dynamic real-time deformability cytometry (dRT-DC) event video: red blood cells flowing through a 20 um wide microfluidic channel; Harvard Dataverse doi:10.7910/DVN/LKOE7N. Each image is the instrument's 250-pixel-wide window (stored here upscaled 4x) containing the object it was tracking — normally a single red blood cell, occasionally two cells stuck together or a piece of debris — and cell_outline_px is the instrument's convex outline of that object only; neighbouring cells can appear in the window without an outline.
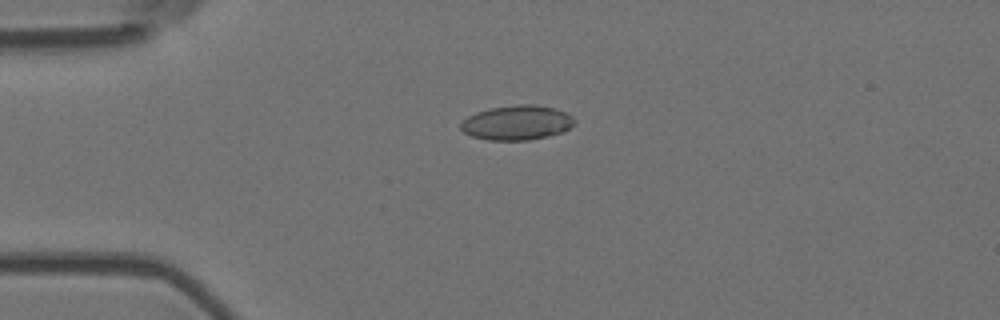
{"species": "Egyptian fruit bat (a non-hibernating species)", "species_latin": "Rousettus aegyptiacus", "temperature_condition": "room temperature", "stored_images_in_passage": 56, "camera_frame_rate_fps": 3000, "um_per_image_px": 0.085, "animal": {"sex": "female"}, "frame": {"image": 1, "passage_image": 14, "time_ms": 4.333, "image_size_px": [1000, 320], "cell_outline_px": [[576, 120], [564, 132], [528, 140], [488, 140], [472, 136], [464, 132], [460, 128], [460, 124], [468, 116], [476, 112], [492, 108], [520, 104], [532, 104], [552, 108], [564, 112], [572, 116]], "centroid_in_image_um": [43.92, 10.43], "position_along_channel_um": 41.1, "area_um2": 22.66}}
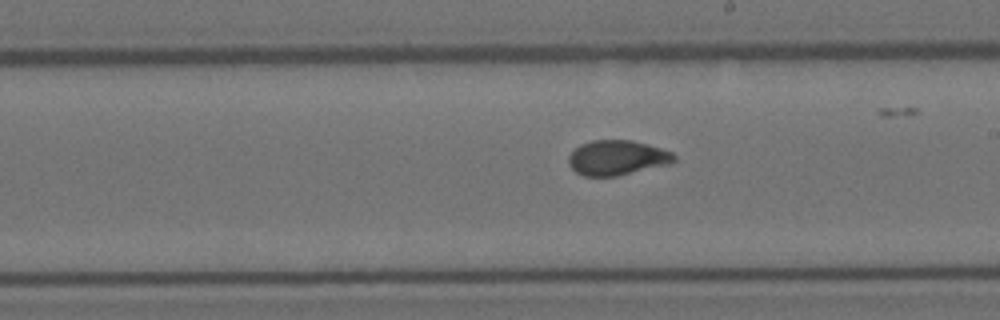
{"frame": {"image": 2, "passage_image": 32, "time_ms": 10.333, "image_size_px": [1000, 320], "cell_outline_px": [[676, 160], [672, 164], [616, 176], [584, 176], [576, 172], [568, 164], [568, 156], [580, 144], [592, 140], [632, 140], [660, 148], [672, 152], [676, 156]], "centroid_in_image_um": [52.47, 13.41], "position_along_channel_um": 236.5, "area_um2": 21.56}}
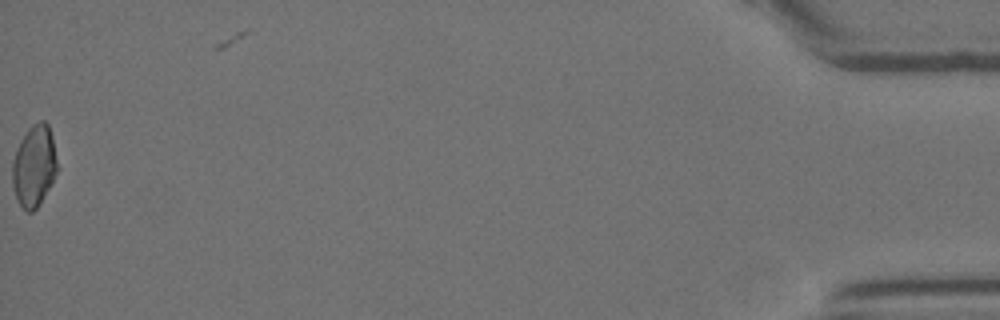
{"frame": {"image": 3, "passage_image": 56, "time_ms": 18.333, "image_size_px": [1000, 320], "cell_outline_px": [[56, 172], [52, 184], [40, 204], [32, 212], [28, 212], [20, 204], [16, 196], [12, 184], [12, 160], [16, 148], [20, 140], [28, 128], [32, 124], [40, 120], [44, 120], [48, 124], [52, 136], [56, 160]], "centroid_in_image_um": [2.88, 14.09], "position_along_channel_um": 432.3, "area_um2": 21.33}, "authors_computed_cell_mechanics": {"area_um2": 21.8773, "velocity_mm_per_s": 3.7012, "shape_relaxation_time_tau1_ms": 5.3776, "shape_relaxation_time_tau2_ms": null, "deformation_change_tau1": 0.1321, "deformation_change_tau2": null}}